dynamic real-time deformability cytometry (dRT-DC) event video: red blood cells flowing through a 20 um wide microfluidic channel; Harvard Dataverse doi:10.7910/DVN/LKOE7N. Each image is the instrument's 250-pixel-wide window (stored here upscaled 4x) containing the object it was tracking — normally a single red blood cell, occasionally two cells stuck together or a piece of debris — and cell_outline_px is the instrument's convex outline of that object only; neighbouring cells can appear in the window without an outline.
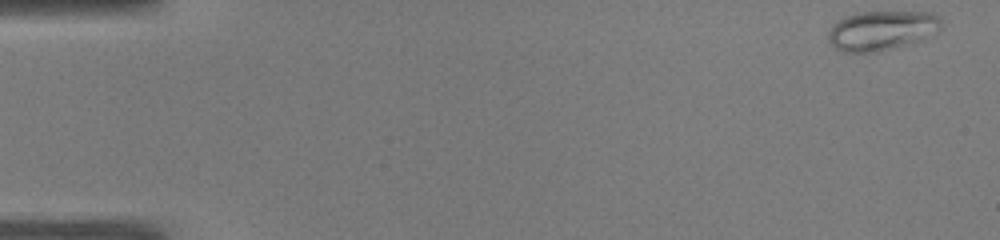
{"species": "common noctule bat (a hibernating species)", "species_latin": "Nyctalus noctula", "temperature_condition": "warm", "stored_images_in_passage": 49, "camera_frame_rate_fps": 3000, "um_per_image_px": 0.085, "animal": {"sex": "male", "body_mass_g": 19.0, "forearm_length_mm": 50.8}, "frame": {"image": 1, "passage_image": 1, "time_ms": 0.0, "image_size_px": [1000, 240], "cell_outline_px": [[944, 28], [920, 40], [896, 48], [876, 52], [844, 52], [836, 48], [828, 40], [828, 32], [844, 16], [856, 12], [932, 12], [940, 16]], "centroid_in_image_um": [75.0, 2.58], "position_along_channel_um": 10.0, "area_um2": 26.18}}
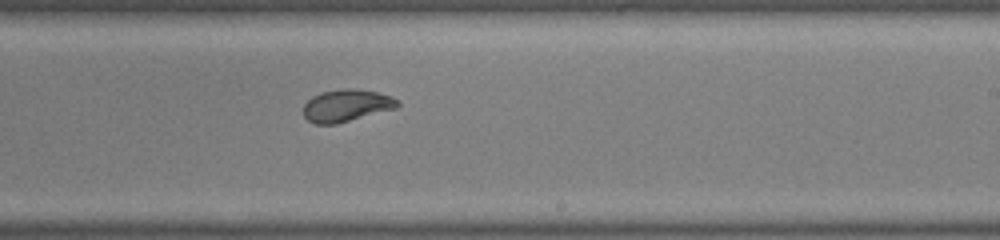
{"frame": {"image": 2, "passage_image": 30, "time_ms": 9.667, "image_size_px": [1000, 240], "cell_outline_px": [[400, 104], [396, 108], [336, 124], [316, 124], [308, 120], [304, 116], [304, 104], [312, 96], [320, 92], [340, 88], [356, 88], [376, 92], [392, 96], [400, 100]], "centroid_in_image_um": [29.46, 8.95], "position_along_channel_um": 259.5, "area_um2": 17.8}}
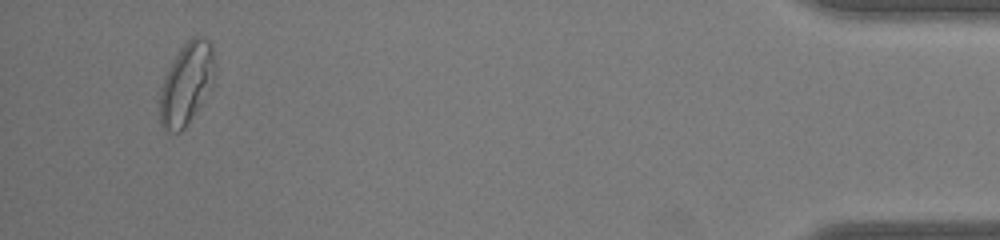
{"frame": {"image": 3, "passage_image": 47, "time_ms": 15.333, "image_size_px": [1000, 240], "cell_outline_px": [[216, 72], [212, 84], [200, 104], [184, 128], [180, 132], [168, 132], [160, 124], [160, 88], [168, 68], [172, 60], [180, 48], [192, 36], [200, 36], [208, 40], [212, 44]], "centroid_in_image_um": [15.85, 7.07], "position_along_channel_um": 419.4, "area_um2": 26.13}, "authors_computed_cell_mechanics": {"area_um2": 20.3456, "velocity_mm_per_s": 4.0445, "shape_relaxation_time_tau1_ms": 4.8966, "shape_relaxation_time_tau2_ms": 0.8513, "deformation_change_tau1": 0.157, "deformation_change_tau2": 0.0388}}